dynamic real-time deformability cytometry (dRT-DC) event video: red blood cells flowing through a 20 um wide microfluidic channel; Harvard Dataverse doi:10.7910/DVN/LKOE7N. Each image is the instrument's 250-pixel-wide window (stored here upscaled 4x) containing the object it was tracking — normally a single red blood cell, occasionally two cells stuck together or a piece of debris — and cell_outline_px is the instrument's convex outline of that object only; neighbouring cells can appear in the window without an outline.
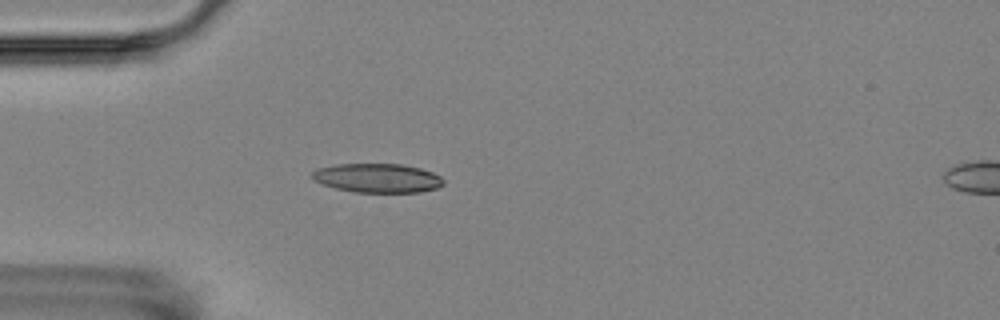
{"species": "Egyptian fruit bat (a non-hibernating species)", "species_latin": "Rousettus aegyptiacus", "temperature_condition": "room temperature", "stored_images_in_passage": 6, "camera_frame_rate_fps": 3000, "um_per_image_px": 0.085, "animal": {"sex": "female"}, "frame": {"image": 1, "passage_image": 5, "time_ms": 4.333, "image_size_px": [1000, 320], "cell_outline_px": [[444, 184], [436, 188], [420, 192], [352, 192], [336, 188], [312, 180], [308, 176], [316, 168], [336, 164], [400, 164], [420, 168], [432, 172], [440, 176], [444, 180]], "centroid_in_image_um": [32.04, 15.13], "position_along_channel_um": 53.0, "area_um2": 22.37}}